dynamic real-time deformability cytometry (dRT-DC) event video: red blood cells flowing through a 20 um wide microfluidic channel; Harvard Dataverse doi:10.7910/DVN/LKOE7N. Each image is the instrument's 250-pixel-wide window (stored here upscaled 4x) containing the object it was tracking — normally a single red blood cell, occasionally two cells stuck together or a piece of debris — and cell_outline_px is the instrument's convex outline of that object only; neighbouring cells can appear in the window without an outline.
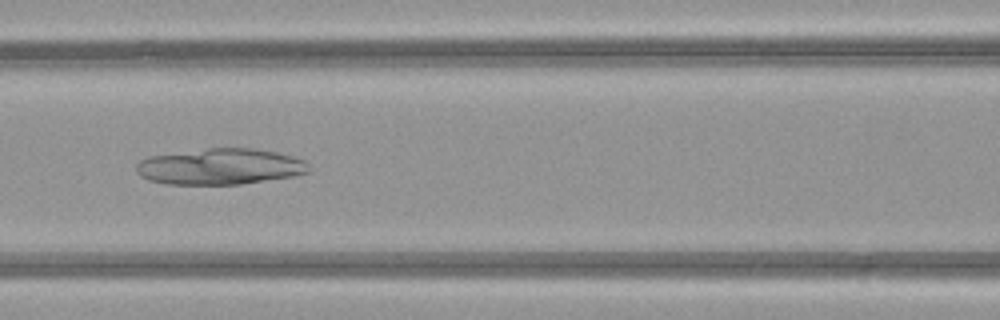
{"species": "common noctule bat (a hibernating species)", "species_latin": "Nyctalus noctula", "temperature_condition": "warm", "stored_images_in_passage": 50, "camera_frame_rate_fps": 3000, "um_per_image_px": 0.085, "animal": {"sex": "female", "body_mass_g": 21.9}, "frame": {"image": 1, "passage_image": 22, "time_ms": 7.0, "image_size_px": [1000, 320], "cell_outline_px": [[312, 168], [308, 172], [292, 176], [240, 184], [168, 184], [148, 180], [140, 176], [136, 172], [136, 164], [140, 160], [148, 156], [208, 148], [256, 148], [276, 152], [292, 156], [304, 160]], "centroid_in_image_um": [18.7, 14.15], "position_along_channel_um": 147.9, "area_um2": 36.3}}
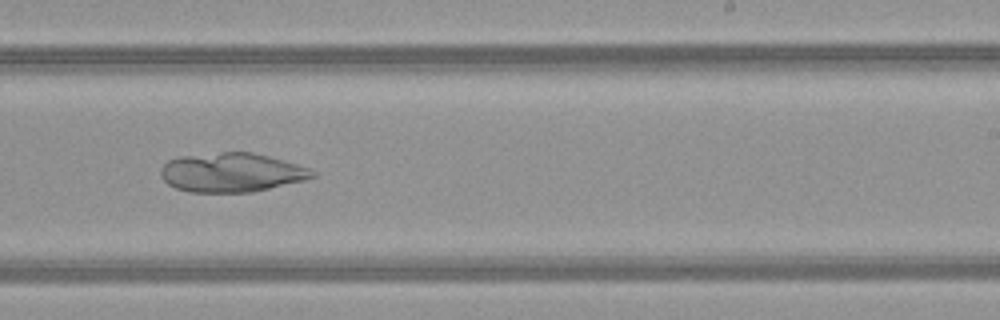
{"frame": {"image": 2, "passage_image": 31, "time_ms": 10.0, "image_size_px": [1000, 320], "cell_outline_px": [[316, 176], [304, 180], [252, 192], [188, 192], [176, 188], [168, 184], [160, 176], [160, 168], [168, 160], [180, 156], [220, 152], [252, 152], [284, 160], [312, 168], [316, 172]], "centroid_in_image_um": [19.68, 14.65], "position_along_channel_um": 269.3, "area_um2": 34.74}}
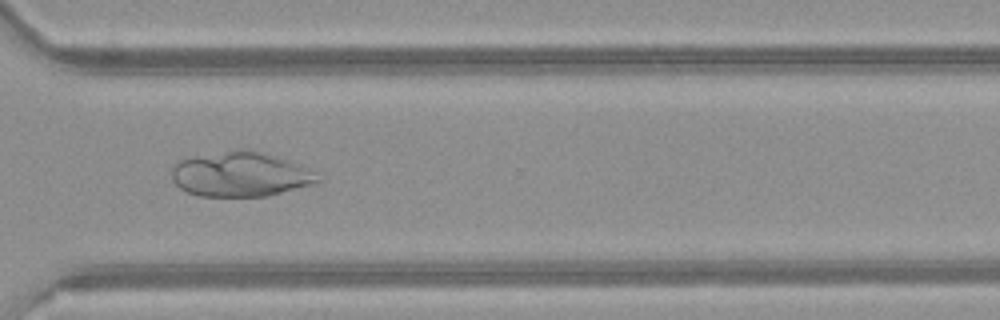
{"frame": {"image": 3, "passage_image": 37, "time_ms": 12.0, "image_size_px": [1000, 320], "cell_outline_px": [[324, 180], [312, 184], [268, 196], [200, 196], [188, 192], [180, 188], [172, 180], [172, 164], [180, 160], [236, 148], [248, 148], [264, 152], [300, 164]], "centroid_in_image_um": [20.43, 14.8], "position_along_channel_um": 350.2, "area_um2": 38.15}}